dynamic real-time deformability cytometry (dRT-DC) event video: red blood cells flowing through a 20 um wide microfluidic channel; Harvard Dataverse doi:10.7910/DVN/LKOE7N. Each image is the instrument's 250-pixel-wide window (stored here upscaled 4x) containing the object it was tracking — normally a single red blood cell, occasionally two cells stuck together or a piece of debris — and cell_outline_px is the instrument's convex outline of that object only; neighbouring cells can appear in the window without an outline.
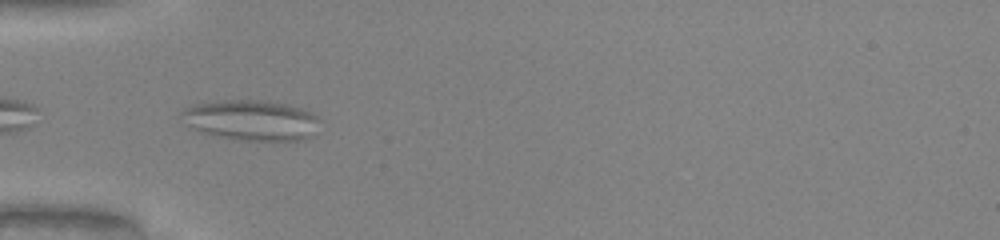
{"species": "common noctule bat (a hibernating species)", "species_latin": "Nyctalus noctula", "temperature_condition": "warm", "stored_images_in_passage": 5, "camera_frame_rate_fps": 3000, "um_per_image_px": 0.085, "animal": {"sex": "male", "body_mass_g": 20.0, "forearm_length_mm": 53.3}, "frame": {"image": 1, "passage_image": 2, "time_ms": 0.333, "image_size_px": [1000, 240], "cell_outline_px": [[316, 120], [312, 136], [304, 140], [244, 140], [224, 136], [208, 132], [196, 128], [180, 112], [184, 108], [196, 104], [224, 100], [264, 100], [288, 104], [300, 108], [316, 116]], "centroid_in_image_um": [21.42, 10.19], "position_along_channel_um": 63.6, "area_um2": 31.21}}